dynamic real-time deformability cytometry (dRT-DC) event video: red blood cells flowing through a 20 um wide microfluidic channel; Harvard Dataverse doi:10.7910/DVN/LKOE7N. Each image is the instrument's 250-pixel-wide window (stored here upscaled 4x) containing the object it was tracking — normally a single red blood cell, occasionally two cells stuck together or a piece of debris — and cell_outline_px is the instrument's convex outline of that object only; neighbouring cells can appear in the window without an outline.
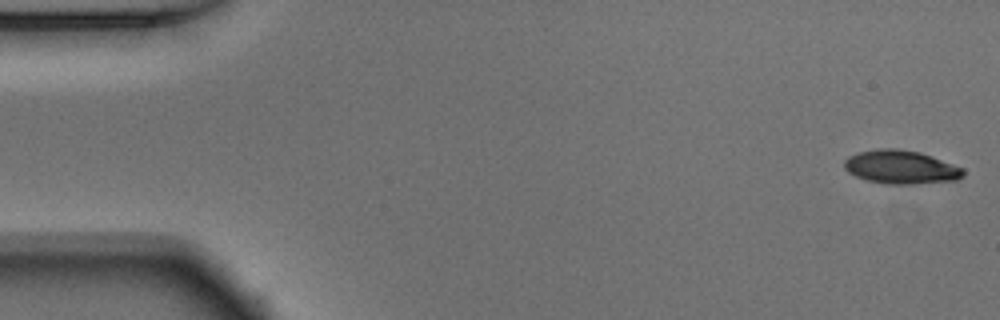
{"species": "Egyptian fruit bat (a non-hibernating species)", "species_latin": "Rousettus aegyptiacus", "temperature_condition": "warm", "stored_images_in_passage": 52, "camera_frame_rate_fps": 3000, "um_per_image_px": 0.085, "animal": {"sex": "male"}, "frame": {"image": 1, "passage_image": 1, "time_ms": 0.0, "image_size_px": [1000, 320], "cell_outline_px": [[964, 176], [956, 180], [912, 184], [888, 184], [868, 180], [856, 176], [848, 172], [844, 168], [844, 160], [848, 156], [860, 152], [876, 148], [896, 148], [920, 152], [932, 156], [964, 168]], "centroid_in_image_um": [76.58, 14.19], "position_along_channel_um": 8.4, "area_um2": 23.29}}
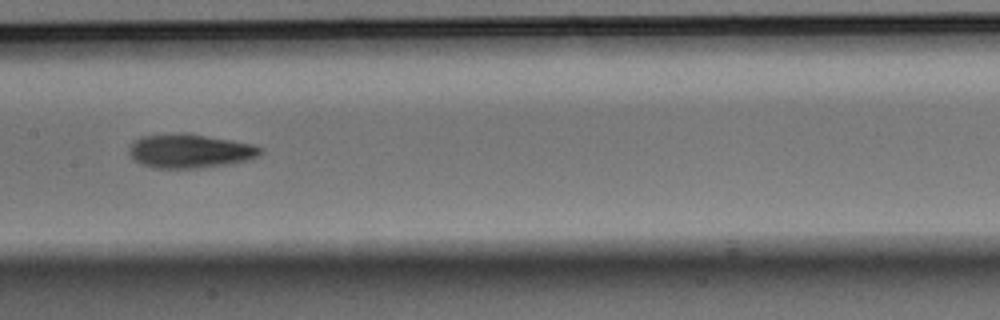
{"frame": {"image": 2, "passage_image": 25, "time_ms": 8.0, "image_size_px": [1000, 320], "cell_outline_px": [[264, 152], [252, 160], [232, 164], [200, 168], [152, 168], [140, 164], [132, 160], [128, 152], [128, 148], [132, 140], [140, 136], [176, 132], [180, 132], [232, 140], [256, 144], [264, 148]], "centroid_in_image_um": [16.15, 12.84], "position_along_channel_um": 191.3, "area_um2": 26.88}}
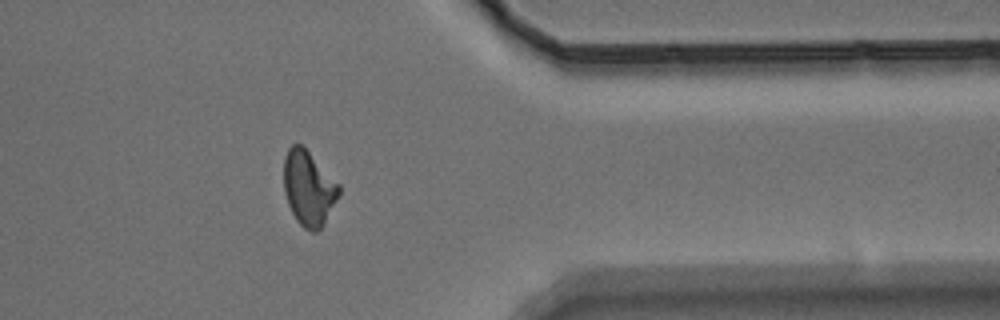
{"frame": {"image": 3, "passage_image": 41, "time_ms": 13.333, "image_size_px": [1000, 320], "cell_outline_px": [[340, 192], [324, 224], [316, 232], [312, 232], [304, 228], [296, 220], [288, 204], [284, 192], [284, 156], [288, 148], [292, 144], [304, 144], [340, 184]], "centroid_in_image_um": [26.23, 15.94], "position_along_channel_um": 385.2, "area_um2": 24.39}, "authors_computed_cell_mechanics": {"area_um2": 23.987, "velocity_mm_per_s": 3.9141, "shape_relaxation_time_tau1_ms": 5.3663, "shape_relaxation_time_tau2_ms": 3.9222, "deformation_change_tau1": 0.1672, "deformation_change_tau2": 0.1136}}